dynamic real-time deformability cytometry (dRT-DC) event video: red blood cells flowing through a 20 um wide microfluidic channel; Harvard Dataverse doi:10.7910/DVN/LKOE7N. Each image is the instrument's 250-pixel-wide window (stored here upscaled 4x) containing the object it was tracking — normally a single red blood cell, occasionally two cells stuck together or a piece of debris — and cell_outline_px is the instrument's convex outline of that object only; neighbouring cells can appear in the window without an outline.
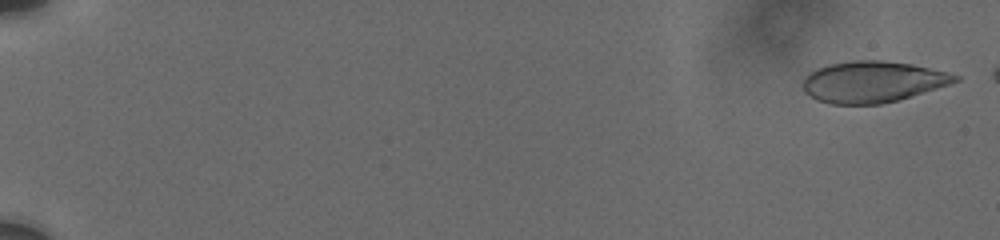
{"species": "human", "species_latin": "Homo sapiens", "temperature_condition": "cold", "stored_images_in_passage": 33, "camera_frame_rate_fps": 3000, "um_per_image_px": 0.085, "donor": {"sex": "male"}, "frame": {"image": 1, "passage_image": 2, "time_ms": 0.333, "image_size_px": [1000, 240], "cell_outline_px": [[960, 80], [900, 100], [880, 104], [828, 104], [816, 100], [804, 92], [804, 76], [816, 68], [828, 64], [852, 60], [884, 60], [912, 64], [948, 72], [960, 76]], "centroid_in_image_um": [74.15, 6.95], "position_along_channel_um": 10.9, "area_um2": 36.76}}
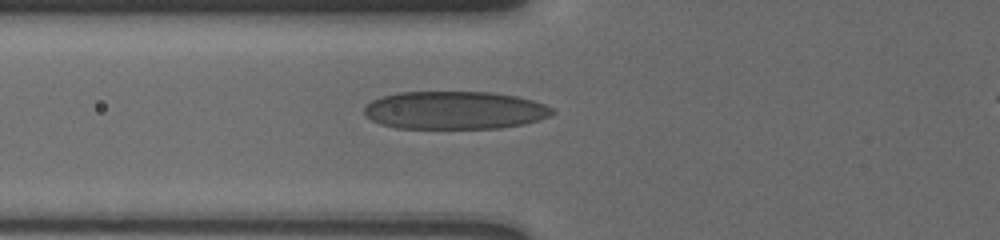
{"frame": {"image": 2, "passage_image": 26, "time_ms": 7.667, "image_size_px": [1000, 240], "cell_outline_px": [[552, 112], [548, 116], [524, 124], [500, 128], [396, 128], [380, 124], [364, 116], [364, 108], [372, 100], [396, 92], [488, 92], [516, 96], [532, 100], [544, 104], [552, 108]], "centroid_in_image_um": [38.6, 9.37], "position_along_channel_um": 87.2, "area_um2": 41.44}}
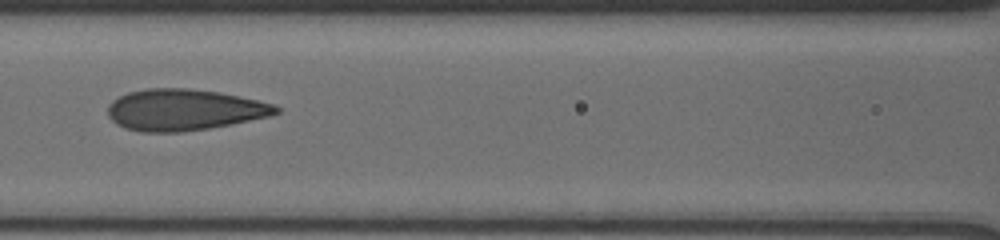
{"frame": {"image": 3, "passage_image": 31, "time_ms": 9.333, "image_size_px": [1000, 240], "cell_outline_px": [[280, 112], [268, 116], [232, 124], [208, 128], [180, 132], [140, 132], [124, 128], [116, 124], [108, 116], [108, 104], [112, 100], [128, 92], [148, 88], [188, 88], [220, 92], [256, 100], [272, 104], [280, 108]], "centroid_in_image_um": [15.6, 9.33], "position_along_channel_um": 151.0, "area_um2": 40.46}}